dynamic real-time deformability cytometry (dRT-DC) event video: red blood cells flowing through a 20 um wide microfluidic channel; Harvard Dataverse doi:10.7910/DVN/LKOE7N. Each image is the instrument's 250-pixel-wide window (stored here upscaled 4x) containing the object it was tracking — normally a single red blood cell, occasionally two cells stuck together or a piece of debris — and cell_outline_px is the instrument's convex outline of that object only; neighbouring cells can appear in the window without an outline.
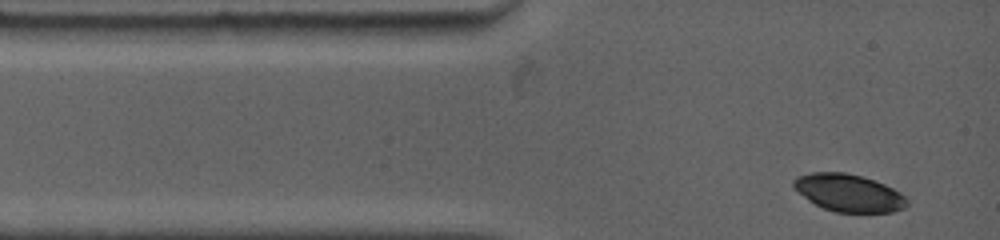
{"species": "common noctule bat (a hibernating species)", "species_latin": "Nyctalus noctula", "temperature_condition": "warm", "stored_images_in_passage": 22, "camera_frame_rate_fps": 4500, "um_per_image_px": 0.085, "animal": {"sex": "female", "body_mass_g": 19.0, "forearm_length_mm": 53.3}, "frame": {"image": 1, "passage_image": 1, "time_ms": 0.0, "image_size_px": [1000, 240], "cell_outline_px": [[908, 204], [904, 208], [892, 212], [836, 212], [824, 208], [808, 200], [792, 184], [792, 180], [796, 176], [812, 172], [844, 172], [860, 176], [884, 184], [900, 192], [908, 200]], "centroid_in_image_um": [72.14, 16.39], "position_along_channel_um": 12.9, "area_um2": 24.51}}
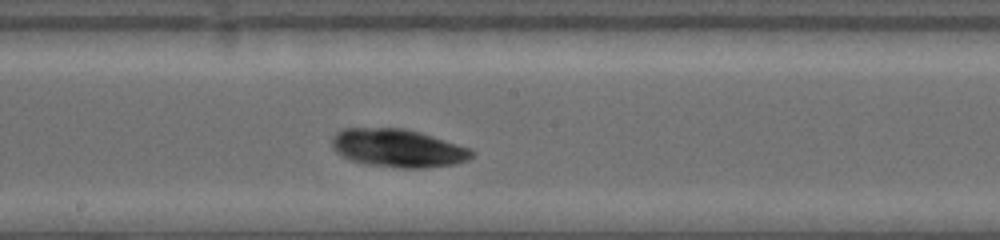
{"frame": {"image": 2, "passage_image": 13, "time_ms": 6.222, "image_size_px": [1000, 240], "cell_outline_px": [[476, 152], [468, 160], [456, 164], [424, 168], [400, 168], [364, 164], [352, 160], [336, 152], [332, 148], [332, 136], [336, 132], [344, 128], [404, 128], [420, 132], [472, 148]], "centroid_in_image_um": [33.85, 12.59], "position_along_channel_um": 214.3, "area_um2": 31.33}}
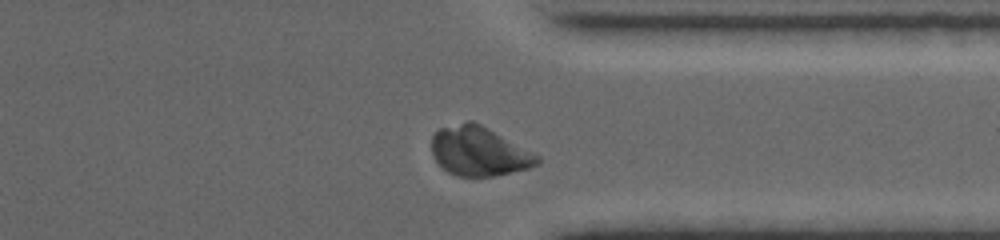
{"frame": {"image": 3, "passage_image": 22, "time_ms": 10.444, "image_size_px": [1000, 240], "cell_outline_px": [[540, 164], [528, 168], [492, 176], [456, 176], [448, 172], [432, 156], [432, 136], [440, 128], [468, 120], [472, 120], [488, 128], [540, 156]], "centroid_in_image_um": [40.71, 12.85], "position_along_channel_um": 370.7, "area_um2": 30.06}, "authors_computed_cell_mechanics": {"area_um2": 29.767, "velocity_mm_per_s": 3.7281, "shape_relaxation_time_tau1_ms": 6.364, "shape_relaxation_time_tau2_ms": 10.097, "deformation_change_tau1": 0.0759, "deformation_change_tau2": 0.0768}}